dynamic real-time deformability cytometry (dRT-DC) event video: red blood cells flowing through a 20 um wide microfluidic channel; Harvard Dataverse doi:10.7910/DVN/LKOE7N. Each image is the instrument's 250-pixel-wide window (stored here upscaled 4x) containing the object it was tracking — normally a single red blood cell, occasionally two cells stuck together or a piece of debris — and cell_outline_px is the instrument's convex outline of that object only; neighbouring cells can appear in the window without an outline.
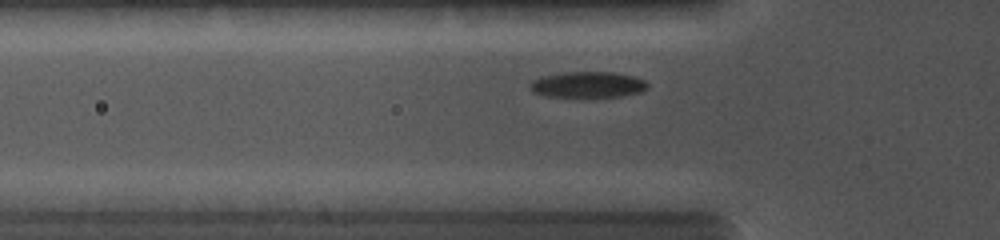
{"species": "common noctule bat (a hibernating species)", "species_latin": "Nyctalus noctula", "temperature_condition": "cold", "stored_images_in_passage": 3, "camera_frame_rate_fps": 5000, "um_per_image_px": 0.085, "animal": {"sex": "female", "body_mass_g": 19.0, "forearm_length_mm": 56.7}, "frame": {"image": 1, "passage_image": 2, "time_ms": 0.4, "image_size_px": [1000, 240], "cell_outline_px": [[648, 88], [640, 92], [620, 96], [548, 96], [536, 92], [532, 88], [532, 80], [544, 76], [564, 72], [612, 72], [632, 76], [644, 80], [648, 84]], "centroid_in_image_um": [50.02, 7.18], "position_along_channel_um": 75.8, "area_um2": 17.22}}